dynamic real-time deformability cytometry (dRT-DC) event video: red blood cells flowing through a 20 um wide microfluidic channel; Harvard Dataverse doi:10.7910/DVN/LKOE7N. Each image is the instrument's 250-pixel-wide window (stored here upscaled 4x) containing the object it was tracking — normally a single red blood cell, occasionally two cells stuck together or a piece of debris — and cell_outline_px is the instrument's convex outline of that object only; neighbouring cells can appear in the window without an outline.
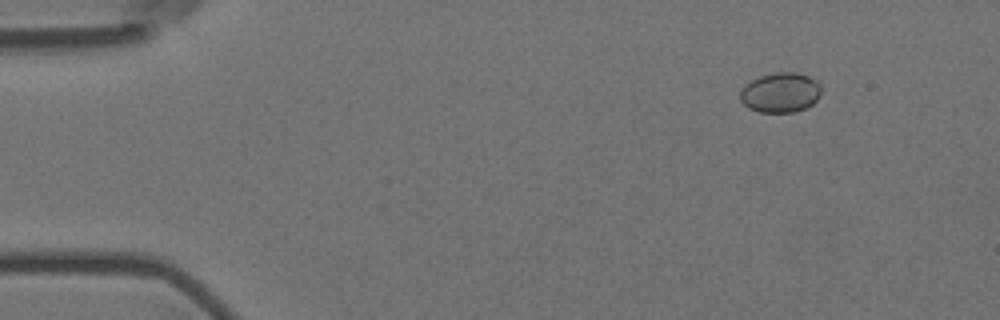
{"species": "Egyptian fruit bat (a non-hibernating species)", "species_latin": "Rousettus aegyptiacus", "temperature_condition": "room temperature", "stored_images_in_passage": 5, "camera_frame_rate_fps": 3000, "um_per_image_px": 0.085, "animal": {"sex": "female"}, "frame": {"image": 1, "passage_image": 2, "time_ms": 0.333, "image_size_px": [1000, 320], "cell_outline_px": [[820, 92], [816, 100], [812, 104], [804, 108], [792, 112], [760, 112], [748, 108], [740, 100], [740, 92], [752, 80], [760, 76], [776, 72], [796, 72], [808, 76], [816, 80], [820, 84]], "centroid_in_image_um": [66.34, 7.86], "position_along_channel_um": 18.7, "area_um2": 18.61}}
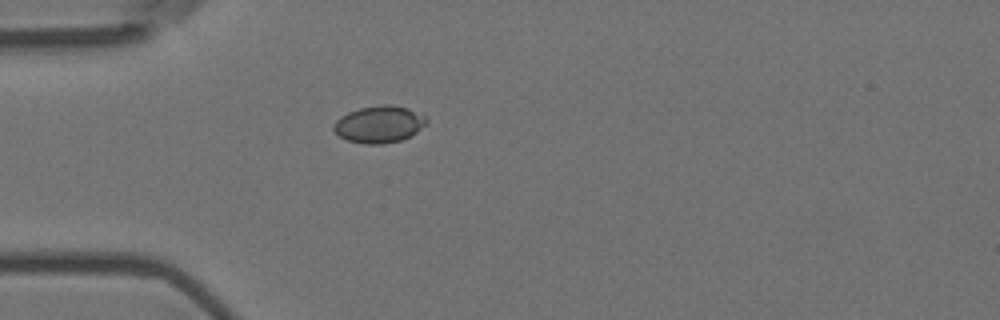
{"frame": {"image": 2, "passage_image": 4, "time_ms": 1.0, "image_size_px": [1000, 320], "cell_outline_px": [[428, 124], [412, 136], [400, 140], [384, 144], [364, 144], [348, 140], [340, 136], [332, 128], [332, 124], [340, 116], [348, 112], [360, 108], [380, 104], [388, 104], [408, 108], [424, 112], [428, 120]], "centroid_in_image_um": [32.29, 10.55], "position_along_channel_um": 52.7, "area_um2": 20.46}}